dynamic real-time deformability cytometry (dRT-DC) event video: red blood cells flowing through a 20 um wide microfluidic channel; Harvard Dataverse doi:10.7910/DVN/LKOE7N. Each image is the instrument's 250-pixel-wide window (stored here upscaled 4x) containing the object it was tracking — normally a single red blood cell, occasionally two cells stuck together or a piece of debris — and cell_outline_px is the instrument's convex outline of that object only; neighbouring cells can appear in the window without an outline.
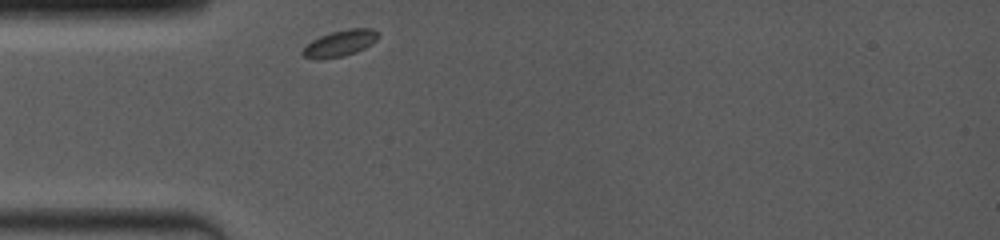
{"species": "common noctule bat (a hibernating species)", "species_latin": "Nyctalus noctula", "temperature_condition": "room temperature", "stored_images_in_passage": 52, "camera_frame_rate_fps": 4000, "um_per_image_px": 0.085, "animal": {"sex": "female", "body_mass_g": 19.0, "forearm_length_mm": 53.3}, "frame": {"image": 1, "passage_image": 1, "time_ms": 0.0, "image_size_px": [1000, 240], "cell_outline_px": [[380, 36], [372, 44], [356, 52], [344, 56], [304, 56], [300, 52], [312, 40], [320, 36], [332, 32], [348, 28], [372, 28]], "centroid_in_image_um": [28.98, 3.62], "position_along_channel_um": 56.0, "area_um2": 10.98}}
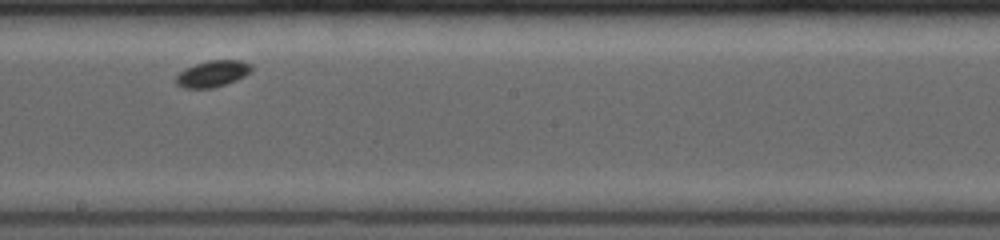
{"frame": {"image": 2, "passage_image": 28, "time_ms": 4.75, "image_size_px": [1000, 240], "cell_outline_px": [[252, 72], [236, 80], [212, 88], [184, 88], [176, 84], [172, 80], [184, 68], [208, 60], [240, 60], [252, 64]], "centroid_in_image_um": [18.05, 6.26], "position_along_channel_um": 230.2, "area_um2": 11.73}}
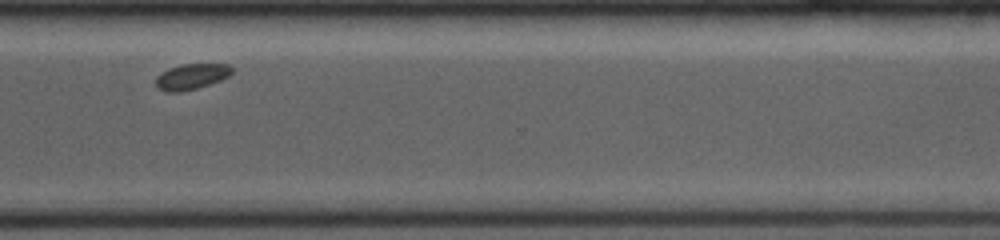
{"frame": {"image": 3, "passage_image": 51, "time_ms": 8.0, "image_size_px": [1000, 240], "cell_outline_px": [[232, 72], [228, 76], [220, 80], [196, 88], [180, 92], [164, 92], [156, 88], [156, 76], [168, 68], [180, 64], [228, 64], [232, 68]], "centroid_in_image_um": [16.22, 6.51], "position_along_channel_um": 354.4, "area_um2": 11.39}}